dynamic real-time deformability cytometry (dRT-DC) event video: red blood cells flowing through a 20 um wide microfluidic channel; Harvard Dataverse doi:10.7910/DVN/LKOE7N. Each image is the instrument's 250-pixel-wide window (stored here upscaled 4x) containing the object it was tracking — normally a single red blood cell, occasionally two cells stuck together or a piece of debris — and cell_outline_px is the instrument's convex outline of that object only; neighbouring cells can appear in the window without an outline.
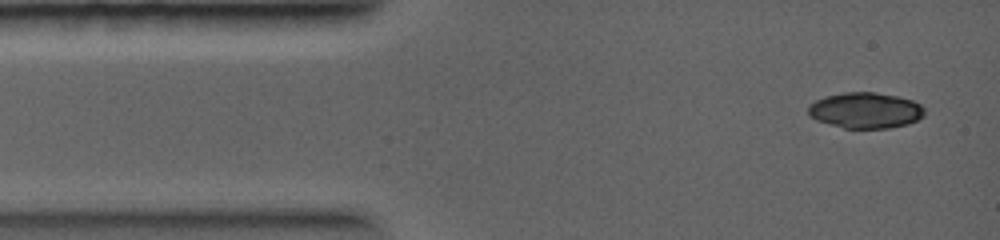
{"species": "common noctule bat (a hibernating species)", "species_latin": "Nyctalus noctula", "temperature_condition": "warm", "stored_images_in_passage": 2, "camera_frame_rate_fps": 5000, "um_per_image_px": 0.085, "animal": {"sex": "female", "body_mass_g": 19.0, "forearm_length_mm": 56.7}, "frame": {"image": 1, "passage_image": 1, "time_ms": 0.0, "image_size_px": [1000, 240], "cell_outline_px": [[924, 116], [908, 124], [888, 128], [844, 128], [816, 120], [808, 116], [808, 104], [824, 96], [844, 92], [876, 92], [896, 96], [912, 100], [920, 104], [924, 108]], "centroid_in_image_um": [73.54, 9.37], "position_along_channel_um": 11.5, "area_um2": 24.39}}